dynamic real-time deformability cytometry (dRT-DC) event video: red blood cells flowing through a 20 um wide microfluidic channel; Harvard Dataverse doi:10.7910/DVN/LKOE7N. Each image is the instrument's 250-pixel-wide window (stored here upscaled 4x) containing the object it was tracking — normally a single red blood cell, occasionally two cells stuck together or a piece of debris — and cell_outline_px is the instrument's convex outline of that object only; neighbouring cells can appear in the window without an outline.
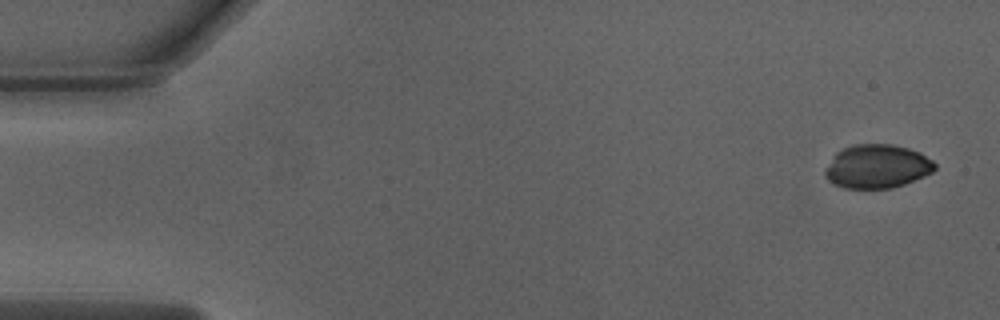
{"species": "Egyptian fruit bat (a non-hibernating species)", "species_latin": "Rousettus aegyptiacus", "temperature_condition": "warm", "stored_images_in_passage": 50, "camera_frame_rate_fps": 3000, "um_per_image_px": 0.085, "animal": {"sex": "male"}, "frame": {"image": 1, "passage_image": 1, "time_ms": 0.0, "image_size_px": [1000, 320], "cell_outline_px": [[936, 168], [932, 172], [924, 176], [904, 184], [892, 188], [844, 188], [832, 184], [824, 176], [824, 172], [836, 152], [844, 148], [856, 144], [892, 144], [908, 148], [920, 152], [932, 160], [936, 164]], "centroid_in_image_um": [74.56, 14.15], "position_along_channel_um": 10.4, "area_um2": 27.92}}
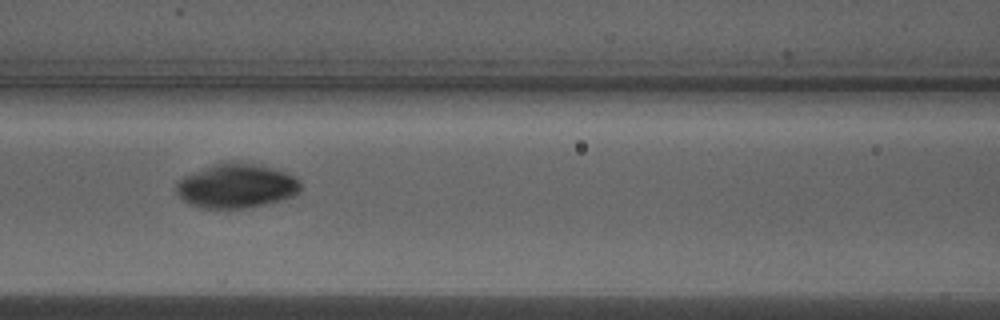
{"frame": {"image": 2, "passage_image": 21, "time_ms": 6.667, "image_size_px": [1000, 320], "cell_outline_px": [[300, 188], [292, 196], [280, 200], [264, 204], [244, 208], [200, 208], [188, 204], [176, 192], [176, 184], [184, 176], [212, 164], [260, 164], [284, 172], [292, 176], [300, 184]], "centroid_in_image_um": [20.04, 15.83], "position_along_channel_um": 146.6, "area_um2": 31.27}}
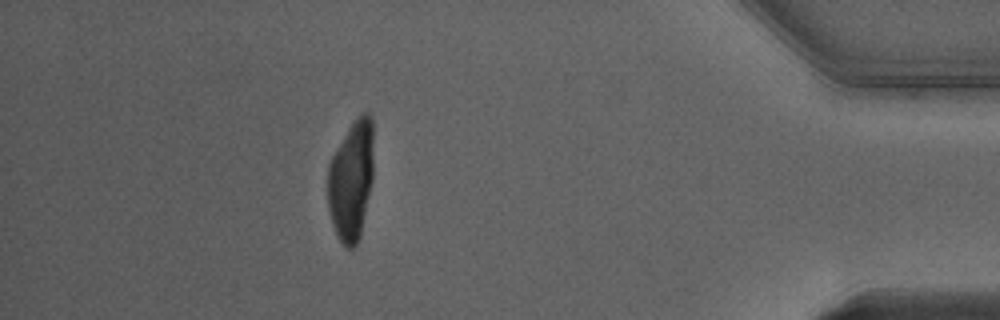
{"frame": {"image": 3, "passage_image": 44, "time_ms": 14.333, "image_size_px": [1000, 320], "cell_outline_px": [[372, 180], [360, 236], [356, 244], [352, 248], [344, 248], [336, 236], [332, 224], [328, 208], [328, 164], [332, 156], [348, 128], [360, 112], [368, 112], [372, 116]], "centroid_in_image_um": [29.84, 15.34], "position_along_channel_um": 405.4, "area_um2": 32.08}}